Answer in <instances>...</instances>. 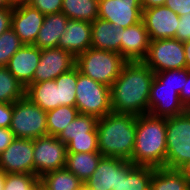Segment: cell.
Listing matches in <instances>:
<instances>
[{
	"mask_svg": "<svg viewBox=\"0 0 190 190\" xmlns=\"http://www.w3.org/2000/svg\"><path fill=\"white\" fill-rule=\"evenodd\" d=\"M155 73L143 61L126 62L111 89L114 113L149 114V97Z\"/></svg>",
	"mask_w": 190,
	"mask_h": 190,
	"instance_id": "1",
	"label": "cell"
},
{
	"mask_svg": "<svg viewBox=\"0 0 190 190\" xmlns=\"http://www.w3.org/2000/svg\"><path fill=\"white\" fill-rule=\"evenodd\" d=\"M137 116L111 112L97 121L98 150L104 157L131 162L136 137Z\"/></svg>",
	"mask_w": 190,
	"mask_h": 190,
	"instance_id": "2",
	"label": "cell"
},
{
	"mask_svg": "<svg viewBox=\"0 0 190 190\" xmlns=\"http://www.w3.org/2000/svg\"><path fill=\"white\" fill-rule=\"evenodd\" d=\"M166 118L137 116L131 162L136 166L166 167Z\"/></svg>",
	"mask_w": 190,
	"mask_h": 190,
	"instance_id": "3",
	"label": "cell"
},
{
	"mask_svg": "<svg viewBox=\"0 0 190 190\" xmlns=\"http://www.w3.org/2000/svg\"><path fill=\"white\" fill-rule=\"evenodd\" d=\"M126 62L117 52L91 47L76 57L75 65L83 75L111 87Z\"/></svg>",
	"mask_w": 190,
	"mask_h": 190,
	"instance_id": "4",
	"label": "cell"
},
{
	"mask_svg": "<svg viewBox=\"0 0 190 190\" xmlns=\"http://www.w3.org/2000/svg\"><path fill=\"white\" fill-rule=\"evenodd\" d=\"M75 94L79 114L102 118L112 112L110 87L83 75L78 68Z\"/></svg>",
	"mask_w": 190,
	"mask_h": 190,
	"instance_id": "5",
	"label": "cell"
},
{
	"mask_svg": "<svg viewBox=\"0 0 190 190\" xmlns=\"http://www.w3.org/2000/svg\"><path fill=\"white\" fill-rule=\"evenodd\" d=\"M166 168L179 169L190 160V110L166 118Z\"/></svg>",
	"mask_w": 190,
	"mask_h": 190,
	"instance_id": "6",
	"label": "cell"
},
{
	"mask_svg": "<svg viewBox=\"0 0 190 190\" xmlns=\"http://www.w3.org/2000/svg\"><path fill=\"white\" fill-rule=\"evenodd\" d=\"M10 130L16 138L36 139L46 136L47 112L24 96L13 103Z\"/></svg>",
	"mask_w": 190,
	"mask_h": 190,
	"instance_id": "7",
	"label": "cell"
},
{
	"mask_svg": "<svg viewBox=\"0 0 190 190\" xmlns=\"http://www.w3.org/2000/svg\"><path fill=\"white\" fill-rule=\"evenodd\" d=\"M143 62L154 73L186 68L184 42L174 38L151 40Z\"/></svg>",
	"mask_w": 190,
	"mask_h": 190,
	"instance_id": "8",
	"label": "cell"
},
{
	"mask_svg": "<svg viewBox=\"0 0 190 190\" xmlns=\"http://www.w3.org/2000/svg\"><path fill=\"white\" fill-rule=\"evenodd\" d=\"M34 175L65 168L67 146L57 137L46 135L33 139Z\"/></svg>",
	"mask_w": 190,
	"mask_h": 190,
	"instance_id": "9",
	"label": "cell"
},
{
	"mask_svg": "<svg viewBox=\"0 0 190 190\" xmlns=\"http://www.w3.org/2000/svg\"><path fill=\"white\" fill-rule=\"evenodd\" d=\"M0 170L4 174H34L33 139L16 138L0 154Z\"/></svg>",
	"mask_w": 190,
	"mask_h": 190,
	"instance_id": "10",
	"label": "cell"
},
{
	"mask_svg": "<svg viewBox=\"0 0 190 190\" xmlns=\"http://www.w3.org/2000/svg\"><path fill=\"white\" fill-rule=\"evenodd\" d=\"M186 111L187 109L180 101V94L154 76L149 97V114L154 117L170 118Z\"/></svg>",
	"mask_w": 190,
	"mask_h": 190,
	"instance_id": "11",
	"label": "cell"
},
{
	"mask_svg": "<svg viewBox=\"0 0 190 190\" xmlns=\"http://www.w3.org/2000/svg\"><path fill=\"white\" fill-rule=\"evenodd\" d=\"M98 18L121 28H127L142 20L141 0H99Z\"/></svg>",
	"mask_w": 190,
	"mask_h": 190,
	"instance_id": "12",
	"label": "cell"
},
{
	"mask_svg": "<svg viewBox=\"0 0 190 190\" xmlns=\"http://www.w3.org/2000/svg\"><path fill=\"white\" fill-rule=\"evenodd\" d=\"M76 58L59 47L42 49L40 62L35 69L32 83L55 80L75 66Z\"/></svg>",
	"mask_w": 190,
	"mask_h": 190,
	"instance_id": "13",
	"label": "cell"
},
{
	"mask_svg": "<svg viewBox=\"0 0 190 190\" xmlns=\"http://www.w3.org/2000/svg\"><path fill=\"white\" fill-rule=\"evenodd\" d=\"M142 20L150 40L174 38L179 24V15L166 6L142 10Z\"/></svg>",
	"mask_w": 190,
	"mask_h": 190,
	"instance_id": "14",
	"label": "cell"
},
{
	"mask_svg": "<svg viewBox=\"0 0 190 190\" xmlns=\"http://www.w3.org/2000/svg\"><path fill=\"white\" fill-rule=\"evenodd\" d=\"M45 15L30 4L13 6L11 28L24 45H34Z\"/></svg>",
	"mask_w": 190,
	"mask_h": 190,
	"instance_id": "15",
	"label": "cell"
},
{
	"mask_svg": "<svg viewBox=\"0 0 190 190\" xmlns=\"http://www.w3.org/2000/svg\"><path fill=\"white\" fill-rule=\"evenodd\" d=\"M150 37L143 20L122 28L121 56L127 62L143 61L150 45Z\"/></svg>",
	"mask_w": 190,
	"mask_h": 190,
	"instance_id": "16",
	"label": "cell"
},
{
	"mask_svg": "<svg viewBox=\"0 0 190 190\" xmlns=\"http://www.w3.org/2000/svg\"><path fill=\"white\" fill-rule=\"evenodd\" d=\"M115 157H102L96 170L84 182V190H113L119 182V172L129 163Z\"/></svg>",
	"mask_w": 190,
	"mask_h": 190,
	"instance_id": "17",
	"label": "cell"
},
{
	"mask_svg": "<svg viewBox=\"0 0 190 190\" xmlns=\"http://www.w3.org/2000/svg\"><path fill=\"white\" fill-rule=\"evenodd\" d=\"M41 49L34 45H23L10 58L8 71L25 87L32 84L33 75L40 62Z\"/></svg>",
	"mask_w": 190,
	"mask_h": 190,
	"instance_id": "18",
	"label": "cell"
},
{
	"mask_svg": "<svg viewBox=\"0 0 190 190\" xmlns=\"http://www.w3.org/2000/svg\"><path fill=\"white\" fill-rule=\"evenodd\" d=\"M58 47L70 52L75 58L91 48V23L69 19Z\"/></svg>",
	"mask_w": 190,
	"mask_h": 190,
	"instance_id": "19",
	"label": "cell"
},
{
	"mask_svg": "<svg viewBox=\"0 0 190 190\" xmlns=\"http://www.w3.org/2000/svg\"><path fill=\"white\" fill-rule=\"evenodd\" d=\"M122 28L97 18L91 23V47L99 50L114 51L121 55Z\"/></svg>",
	"mask_w": 190,
	"mask_h": 190,
	"instance_id": "20",
	"label": "cell"
},
{
	"mask_svg": "<svg viewBox=\"0 0 190 190\" xmlns=\"http://www.w3.org/2000/svg\"><path fill=\"white\" fill-rule=\"evenodd\" d=\"M68 20L62 12L45 15L34 46L41 50L58 47L59 39L65 32Z\"/></svg>",
	"mask_w": 190,
	"mask_h": 190,
	"instance_id": "21",
	"label": "cell"
},
{
	"mask_svg": "<svg viewBox=\"0 0 190 190\" xmlns=\"http://www.w3.org/2000/svg\"><path fill=\"white\" fill-rule=\"evenodd\" d=\"M152 167L136 166L129 162L119 172V182L113 190H150Z\"/></svg>",
	"mask_w": 190,
	"mask_h": 190,
	"instance_id": "22",
	"label": "cell"
},
{
	"mask_svg": "<svg viewBox=\"0 0 190 190\" xmlns=\"http://www.w3.org/2000/svg\"><path fill=\"white\" fill-rule=\"evenodd\" d=\"M25 96L46 112L59 107V85L55 80L30 84L25 89Z\"/></svg>",
	"mask_w": 190,
	"mask_h": 190,
	"instance_id": "23",
	"label": "cell"
},
{
	"mask_svg": "<svg viewBox=\"0 0 190 190\" xmlns=\"http://www.w3.org/2000/svg\"><path fill=\"white\" fill-rule=\"evenodd\" d=\"M102 157L99 152L67 153L65 168L84 183L96 170Z\"/></svg>",
	"mask_w": 190,
	"mask_h": 190,
	"instance_id": "24",
	"label": "cell"
},
{
	"mask_svg": "<svg viewBox=\"0 0 190 190\" xmlns=\"http://www.w3.org/2000/svg\"><path fill=\"white\" fill-rule=\"evenodd\" d=\"M150 190H190L188 181L179 169L152 168Z\"/></svg>",
	"mask_w": 190,
	"mask_h": 190,
	"instance_id": "25",
	"label": "cell"
},
{
	"mask_svg": "<svg viewBox=\"0 0 190 190\" xmlns=\"http://www.w3.org/2000/svg\"><path fill=\"white\" fill-rule=\"evenodd\" d=\"M40 186L44 190H84V183L66 168L43 174Z\"/></svg>",
	"mask_w": 190,
	"mask_h": 190,
	"instance_id": "26",
	"label": "cell"
},
{
	"mask_svg": "<svg viewBox=\"0 0 190 190\" xmlns=\"http://www.w3.org/2000/svg\"><path fill=\"white\" fill-rule=\"evenodd\" d=\"M97 121L95 116L79 114L57 138L67 145L75 138L97 137Z\"/></svg>",
	"mask_w": 190,
	"mask_h": 190,
	"instance_id": "27",
	"label": "cell"
},
{
	"mask_svg": "<svg viewBox=\"0 0 190 190\" xmlns=\"http://www.w3.org/2000/svg\"><path fill=\"white\" fill-rule=\"evenodd\" d=\"M99 0H62L61 12L68 19L92 23L98 18Z\"/></svg>",
	"mask_w": 190,
	"mask_h": 190,
	"instance_id": "28",
	"label": "cell"
},
{
	"mask_svg": "<svg viewBox=\"0 0 190 190\" xmlns=\"http://www.w3.org/2000/svg\"><path fill=\"white\" fill-rule=\"evenodd\" d=\"M78 115V109L73 106H60L47 111L48 135L57 137Z\"/></svg>",
	"mask_w": 190,
	"mask_h": 190,
	"instance_id": "29",
	"label": "cell"
},
{
	"mask_svg": "<svg viewBox=\"0 0 190 190\" xmlns=\"http://www.w3.org/2000/svg\"><path fill=\"white\" fill-rule=\"evenodd\" d=\"M25 96V87L8 71L0 66V102L14 103Z\"/></svg>",
	"mask_w": 190,
	"mask_h": 190,
	"instance_id": "30",
	"label": "cell"
},
{
	"mask_svg": "<svg viewBox=\"0 0 190 190\" xmlns=\"http://www.w3.org/2000/svg\"><path fill=\"white\" fill-rule=\"evenodd\" d=\"M55 82L59 85V107H76L77 66L59 75Z\"/></svg>",
	"mask_w": 190,
	"mask_h": 190,
	"instance_id": "31",
	"label": "cell"
},
{
	"mask_svg": "<svg viewBox=\"0 0 190 190\" xmlns=\"http://www.w3.org/2000/svg\"><path fill=\"white\" fill-rule=\"evenodd\" d=\"M40 178L34 174H5L3 190H39Z\"/></svg>",
	"mask_w": 190,
	"mask_h": 190,
	"instance_id": "32",
	"label": "cell"
},
{
	"mask_svg": "<svg viewBox=\"0 0 190 190\" xmlns=\"http://www.w3.org/2000/svg\"><path fill=\"white\" fill-rule=\"evenodd\" d=\"M23 45L12 28L3 32L0 35V66H7L13 54Z\"/></svg>",
	"mask_w": 190,
	"mask_h": 190,
	"instance_id": "33",
	"label": "cell"
},
{
	"mask_svg": "<svg viewBox=\"0 0 190 190\" xmlns=\"http://www.w3.org/2000/svg\"><path fill=\"white\" fill-rule=\"evenodd\" d=\"M190 70L184 69H173L155 73V77L166 86L174 88L179 94L184 85V77L188 75Z\"/></svg>",
	"mask_w": 190,
	"mask_h": 190,
	"instance_id": "34",
	"label": "cell"
},
{
	"mask_svg": "<svg viewBox=\"0 0 190 190\" xmlns=\"http://www.w3.org/2000/svg\"><path fill=\"white\" fill-rule=\"evenodd\" d=\"M66 146H67V153L99 152L98 137L75 138L72 141H70Z\"/></svg>",
	"mask_w": 190,
	"mask_h": 190,
	"instance_id": "35",
	"label": "cell"
},
{
	"mask_svg": "<svg viewBox=\"0 0 190 190\" xmlns=\"http://www.w3.org/2000/svg\"><path fill=\"white\" fill-rule=\"evenodd\" d=\"M28 4L43 15L58 13L62 9V0H29Z\"/></svg>",
	"mask_w": 190,
	"mask_h": 190,
	"instance_id": "36",
	"label": "cell"
},
{
	"mask_svg": "<svg viewBox=\"0 0 190 190\" xmlns=\"http://www.w3.org/2000/svg\"><path fill=\"white\" fill-rule=\"evenodd\" d=\"M174 39L181 42L190 41V13L179 16V24Z\"/></svg>",
	"mask_w": 190,
	"mask_h": 190,
	"instance_id": "37",
	"label": "cell"
},
{
	"mask_svg": "<svg viewBox=\"0 0 190 190\" xmlns=\"http://www.w3.org/2000/svg\"><path fill=\"white\" fill-rule=\"evenodd\" d=\"M13 116V103L0 102V128H10Z\"/></svg>",
	"mask_w": 190,
	"mask_h": 190,
	"instance_id": "38",
	"label": "cell"
},
{
	"mask_svg": "<svg viewBox=\"0 0 190 190\" xmlns=\"http://www.w3.org/2000/svg\"><path fill=\"white\" fill-rule=\"evenodd\" d=\"M164 6L170 8L179 16L190 13V0H166Z\"/></svg>",
	"mask_w": 190,
	"mask_h": 190,
	"instance_id": "39",
	"label": "cell"
},
{
	"mask_svg": "<svg viewBox=\"0 0 190 190\" xmlns=\"http://www.w3.org/2000/svg\"><path fill=\"white\" fill-rule=\"evenodd\" d=\"M12 8L0 9V35L11 28Z\"/></svg>",
	"mask_w": 190,
	"mask_h": 190,
	"instance_id": "40",
	"label": "cell"
},
{
	"mask_svg": "<svg viewBox=\"0 0 190 190\" xmlns=\"http://www.w3.org/2000/svg\"><path fill=\"white\" fill-rule=\"evenodd\" d=\"M16 139L10 128H0V154Z\"/></svg>",
	"mask_w": 190,
	"mask_h": 190,
	"instance_id": "41",
	"label": "cell"
},
{
	"mask_svg": "<svg viewBox=\"0 0 190 190\" xmlns=\"http://www.w3.org/2000/svg\"><path fill=\"white\" fill-rule=\"evenodd\" d=\"M180 101L187 110H190V71L186 77H184V85L180 92Z\"/></svg>",
	"mask_w": 190,
	"mask_h": 190,
	"instance_id": "42",
	"label": "cell"
},
{
	"mask_svg": "<svg viewBox=\"0 0 190 190\" xmlns=\"http://www.w3.org/2000/svg\"><path fill=\"white\" fill-rule=\"evenodd\" d=\"M166 0H141V7L143 9H148L156 6H164Z\"/></svg>",
	"mask_w": 190,
	"mask_h": 190,
	"instance_id": "43",
	"label": "cell"
},
{
	"mask_svg": "<svg viewBox=\"0 0 190 190\" xmlns=\"http://www.w3.org/2000/svg\"><path fill=\"white\" fill-rule=\"evenodd\" d=\"M179 170L182 172L185 179L188 181L189 187H190V160H188L186 163H184Z\"/></svg>",
	"mask_w": 190,
	"mask_h": 190,
	"instance_id": "44",
	"label": "cell"
},
{
	"mask_svg": "<svg viewBox=\"0 0 190 190\" xmlns=\"http://www.w3.org/2000/svg\"><path fill=\"white\" fill-rule=\"evenodd\" d=\"M184 53L186 59V68L190 70V41L184 42Z\"/></svg>",
	"mask_w": 190,
	"mask_h": 190,
	"instance_id": "45",
	"label": "cell"
},
{
	"mask_svg": "<svg viewBox=\"0 0 190 190\" xmlns=\"http://www.w3.org/2000/svg\"><path fill=\"white\" fill-rule=\"evenodd\" d=\"M13 8V6L8 2V0H0V9Z\"/></svg>",
	"mask_w": 190,
	"mask_h": 190,
	"instance_id": "46",
	"label": "cell"
},
{
	"mask_svg": "<svg viewBox=\"0 0 190 190\" xmlns=\"http://www.w3.org/2000/svg\"><path fill=\"white\" fill-rule=\"evenodd\" d=\"M12 6L27 3V0H8Z\"/></svg>",
	"mask_w": 190,
	"mask_h": 190,
	"instance_id": "47",
	"label": "cell"
},
{
	"mask_svg": "<svg viewBox=\"0 0 190 190\" xmlns=\"http://www.w3.org/2000/svg\"><path fill=\"white\" fill-rule=\"evenodd\" d=\"M5 174L0 170V190L4 188Z\"/></svg>",
	"mask_w": 190,
	"mask_h": 190,
	"instance_id": "48",
	"label": "cell"
}]
</instances>
